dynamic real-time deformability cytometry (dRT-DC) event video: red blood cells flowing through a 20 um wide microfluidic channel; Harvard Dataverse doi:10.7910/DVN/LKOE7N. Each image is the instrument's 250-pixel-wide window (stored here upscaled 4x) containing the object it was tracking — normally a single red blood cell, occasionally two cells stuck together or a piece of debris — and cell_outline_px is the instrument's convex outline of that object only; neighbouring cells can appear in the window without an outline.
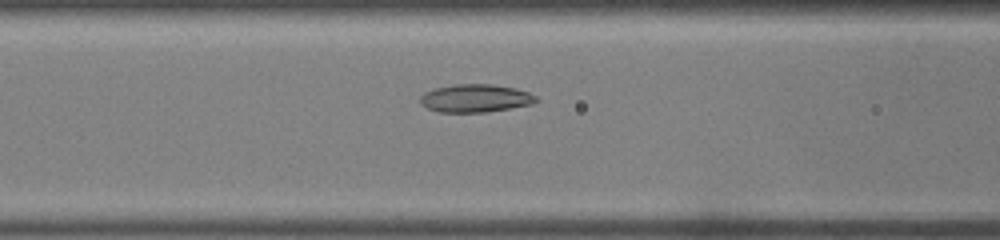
{"species": "common noctule bat (a hibernating species)", "species_latin": "Nyctalus noctula", "temperature_condition": "warm", "stored_images_in_passage": 26, "camera_frame_rate_fps": 3000, "um_per_image_px": 0.085, "animal": {"sex": "male", "body_mass_g": 19.0, "forearm_length_mm": 50.8}, "frame": {"image": 1, "passage_image": 4, "time_ms": 1.0, "image_size_px": [1000, 240], "cell_outline_px": [[540, 100], [532, 104], [484, 112], [440, 112], [428, 108], [420, 104], [420, 96], [424, 92], [432, 88], [456, 84], [492, 84], [516, 88], [528, 92], [536, 96]], "centroid_in_image_um": [40.39, 8.34], "position_along_channel_um": 126.2, "area_um2": 18.96}}
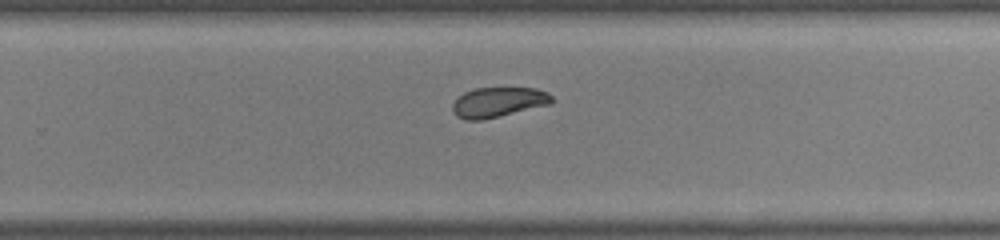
{"frame": {"image": 2, "passage_image": 13, "time_ms": 4.0, "image_size_px": [1000, 240], "cell_outline_px": [[552, 104], [480, 120], [464, 120], [456, 116], [452, 112], [452, 104], [464, 92], [476, 88], [536, 88], [548, 92], [552, 96]], "centroid_in_image_um": [42.35, 8.68], "position_along_channel_um": 287.5, "area_um2": 17.28}}
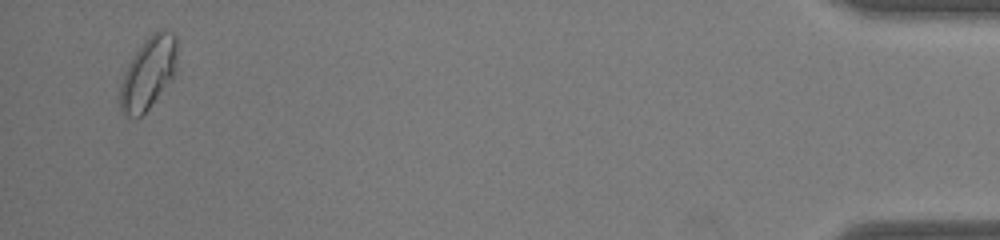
{"frame": {"image": 3, "passage_image": 25, "time_ms": 8.0, "image_size_px": [1000, 240], "cell_outline_px": [[176, 72], [172, 80], [148, 108], [140, 116], [128, 116], [120, 112], [120, 84], [124, 72], [132, 56], [140, 44], [156, 28], [164, 28], [172, 32], [176, 36]], "centroid_in_image_um": [12.61, 6.15], "position_along_channel_um": 422.6, "area_um2": 24.28}}